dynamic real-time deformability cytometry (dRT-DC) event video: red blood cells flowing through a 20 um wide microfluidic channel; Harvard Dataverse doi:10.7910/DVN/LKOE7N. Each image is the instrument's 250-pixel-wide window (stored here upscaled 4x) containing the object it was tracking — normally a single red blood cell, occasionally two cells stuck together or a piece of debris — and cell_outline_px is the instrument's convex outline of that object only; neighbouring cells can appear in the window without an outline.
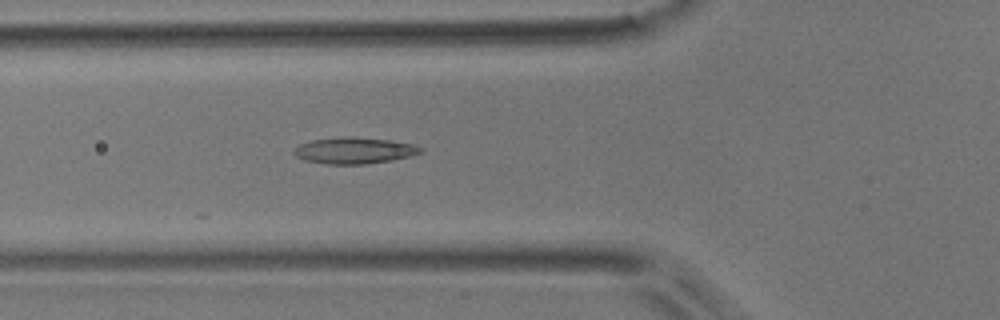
{"species": "common noctule bat (a hibernating species)", "species_latin": "Nyctalus noctula", "temperature_condition": "room temperature", "stored_images_in_passage": 6, "camera_frame_rate_fps": 3000, "um_per_image_px": 0.085, "animal": {"sex": "male", "body_mass_g": 17.9}, "frame": {"image": 1, "passage_image": 6, "time_ms": 6.0, "image_size_px": [1000, 320], "cell_outline_px": [[424, 152], [392, 160], [368, 164], [328, 164], [304, 160], [296, 156], [292, 152], [300, 144], [312, 140], [340, 136], [348, 136], [392, 140], [412, 144], [424, 148]], "centroid_in_image_um": [30.13, 12.79], "position_along_channel_um": 95.7, "area_um2": 19.54}}